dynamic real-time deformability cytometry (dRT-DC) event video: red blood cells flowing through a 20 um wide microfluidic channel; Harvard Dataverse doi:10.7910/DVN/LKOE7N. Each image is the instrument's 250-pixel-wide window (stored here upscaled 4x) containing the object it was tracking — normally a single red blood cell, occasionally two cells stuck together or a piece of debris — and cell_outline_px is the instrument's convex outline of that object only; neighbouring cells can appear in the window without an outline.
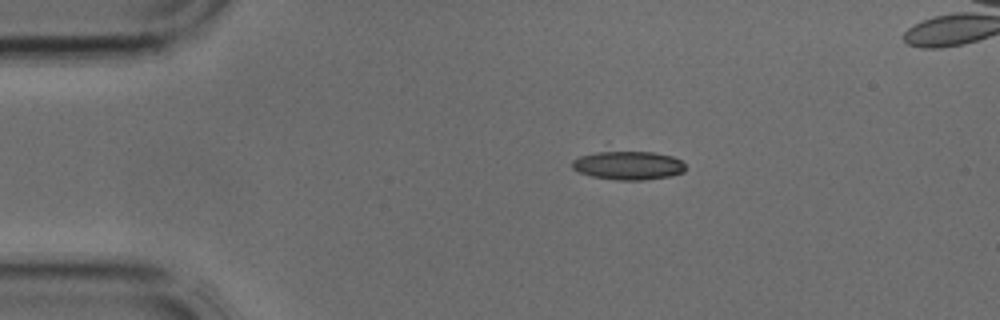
{"species": "common noctule bat (a hibernating species)", "species_latin": "Nyctalus noctula", "temperature_condition": "cold", "stored_images_in_passage": 3, "camera_frame_rate_fps": 3000, "um_per_image_px": 0.085, "animal": {"sex": "male", "body_mass_g": 17.9, "forearm_length_mm": 54.2}, "frame": {"image": 1, "passage_image": 1, "time_ms": 0.0, "image_size_px": [1000, 320], "cell_outline_px": [[684, 172], [672, 176], [644, 180], [620, 180], [592, 176], [580, 172], [572, 168], [572, 160], [580, 156], [596, 152], [652, 152], [672, 156], [680, 160], [684, 164]], "centroid_in_image_um": [53.41, 14.06], "position_along_channel_um": 31.6, "area_um2": 18.73}}